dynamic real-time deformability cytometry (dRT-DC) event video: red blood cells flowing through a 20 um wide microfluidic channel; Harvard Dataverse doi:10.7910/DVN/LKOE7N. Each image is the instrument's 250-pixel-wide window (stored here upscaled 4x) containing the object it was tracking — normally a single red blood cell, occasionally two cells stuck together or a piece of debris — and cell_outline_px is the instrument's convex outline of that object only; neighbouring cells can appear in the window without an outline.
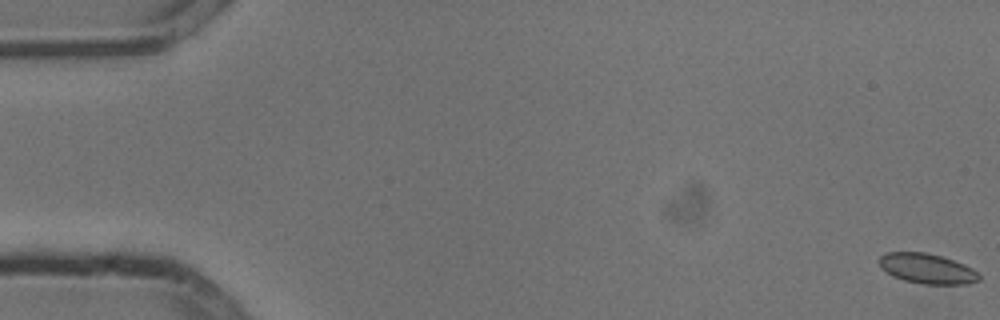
{"species": "common noctule bat (a hibernating species)", "species_latin": "Nyctalus noctula", "temperature_condition": "cold", "stored_images_in_passage": 9, "camera_frame_rate_fps": 3000, "um_per_image_px": 0.085, "animal": {"sex": "male", "body_mass_g": 13.3}, "frame": {"image": 1, "passage_image": 1, "time_ms": 0.0, "image_size_px": [1000, 320], "cell_outline_px": [[980, 280], [968, 284], [924, 284], [904, 280], [892, 276], [880, 268], [880, 256], [884, 252], [924, 252], [940, 256], [964, 264], [980, 272]], "centroid_in_image_um": [78.81, 22.83], "position_along_channel_um": 6.2, "area_um2": 17.57}}